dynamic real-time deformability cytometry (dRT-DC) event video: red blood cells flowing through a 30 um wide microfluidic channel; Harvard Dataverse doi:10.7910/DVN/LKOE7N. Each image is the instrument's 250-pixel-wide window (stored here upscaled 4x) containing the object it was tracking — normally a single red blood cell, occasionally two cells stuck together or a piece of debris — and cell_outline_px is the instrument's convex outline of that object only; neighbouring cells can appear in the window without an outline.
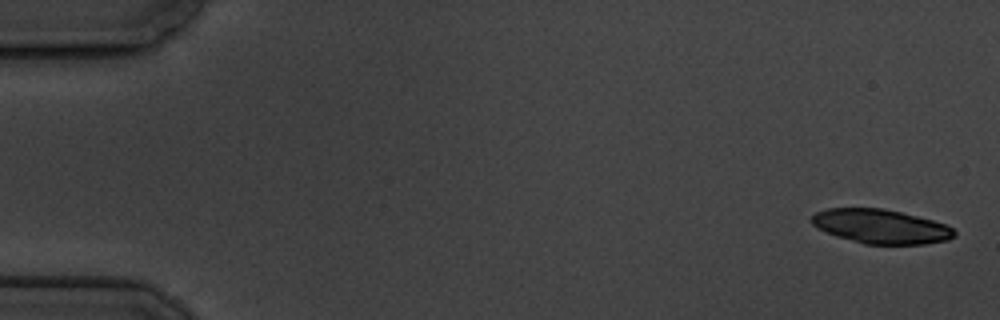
{"species": "common noctule bat (a hibernating species)", "species_latin": "Nyctalus noctula", "temperature_condition": "cold", "stored_images_in_passage": 9, "camera_frame_rate_fps": 3000, "um_per_image_px": 0.085, "animal": {"sex": "male", "body_mass_g": 19.5, "forearm_length_mm": 54.6}, "frame": {"image": 1, "passage_image": 1, "time_ms": 0.0, "image_size_px": [1000, 320], "cell_outline_px": [[956, 236], [948, 240], [924, 244], [864, 244], [836, 236], [816, 228], [812, 224], [812, 216], [816, 212], [828, 208], [884, 208], [932, 220], [944, 224], [952, 228], [956, 232]], "centroid_in_image_um": [74.86, 19.25], "position_along_channel_um": 10.1, "area_um2": 28.38}}